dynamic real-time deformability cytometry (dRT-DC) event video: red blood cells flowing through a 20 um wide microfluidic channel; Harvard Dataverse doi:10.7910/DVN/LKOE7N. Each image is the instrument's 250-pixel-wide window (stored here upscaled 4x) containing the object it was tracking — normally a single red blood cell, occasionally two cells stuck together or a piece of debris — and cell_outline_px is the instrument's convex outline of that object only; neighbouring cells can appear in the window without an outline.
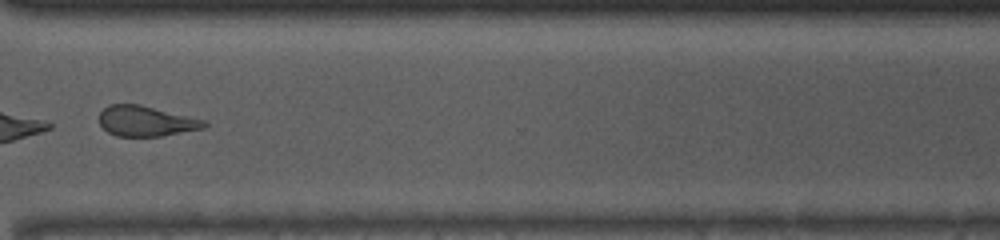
{"species": "common noctule bat (a hibernating species)", "species_latin": "Nyctalus noctula", "temperature_condition": "room temperature", "stored_images_in_passage": 41, "camera_frame_rate_fps": 3000, "um_per_image_px": 0.085, "animal": {"sex": "male", "body_mass_g": 13.0, "forearm_length_mm": 53.1}, "frame": {"image": 1, "passage_image": 30, "time_ms": 9.667, "image_size_px": [1000, 240], "cell_outline_px": [[208, 124], [204, 128], [160, 136], [116, 136], [108, 132], [100, 124], [100, 112], [108, 104], [140, 104], [208, 120]], "centroid_in_image_um": [12.44, 10.28], "position_along_channel_um": 358.2, "area_um2": 18.67}, "authors_computed_cell_mechanics": {"area_um2": 20.4612, "velocity_mm_per_s": 4.1216, "shape_relaxation_time_tau1_ms": null, "shape_relaxation_time_tau2_ms": 2.9741, "deformation_change_tau1": null, "deformation_change_tau2": 0.1225}}